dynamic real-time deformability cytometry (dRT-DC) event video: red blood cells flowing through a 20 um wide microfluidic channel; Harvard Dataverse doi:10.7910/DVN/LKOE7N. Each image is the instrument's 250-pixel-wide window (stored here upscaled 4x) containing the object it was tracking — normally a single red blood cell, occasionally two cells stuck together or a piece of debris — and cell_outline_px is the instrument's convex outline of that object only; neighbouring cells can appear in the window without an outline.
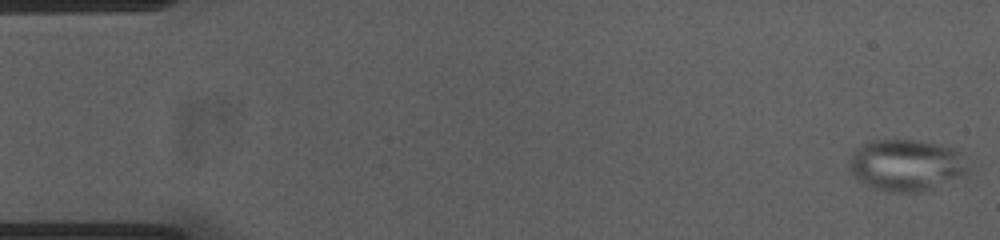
{"species": "common noctule bat (a hibernating species)", "species_latin": "Nyctalus noctula", "temperature_condition": "cold", "stored_images_in_passage": 54, "camera_frame_rate_fps": 3000, "um_per_image_px": 0.085, "animal": {"sex": "female", "body_mass_g": 23.0, "forearm_length_mm": 53.4}, "frame": {"image": 1, "passage_image": 1, "time_ms": 0.0, "image_size_px": [1000, 240], "cell_outline_px": [[968, 180], [924, 192], [888, 192], [868, 188], [848, 168], [848, 160], [852, 152], [860, 144], [868, 140], [916, 140], [952, 144], [960, 148], [964, 152], [968, 168]], "centroid_in_image_um": [77.19, 14.05], "position_along_channel_um": 7.8, "area_um2": 38.09}}
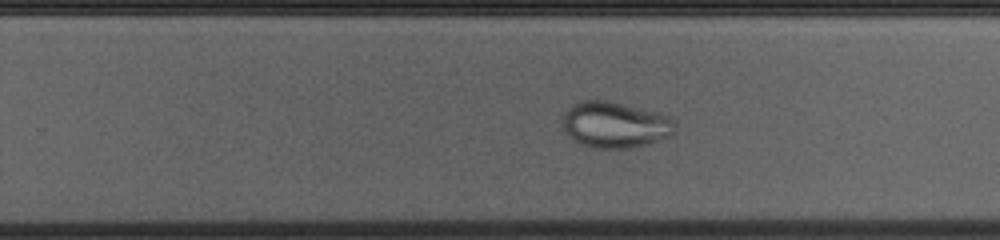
{"frame": {"image": 2, "passage_image": 34, "time_ms": 11.0, "image_size_px": [1000, 240], "cell_outline_px": [[676, 132], [668, 136], [644, 144], [628, 148], [596, 148], [572, 140], [564, 132], [564, 112], [572, 104], [580, 100], [604, 100], [660, 112], [676, 116]], "centroid_in_image_um": [52.32, 10.58], "position_along_channel_um": 277.5, "area_um2": 30.4}}
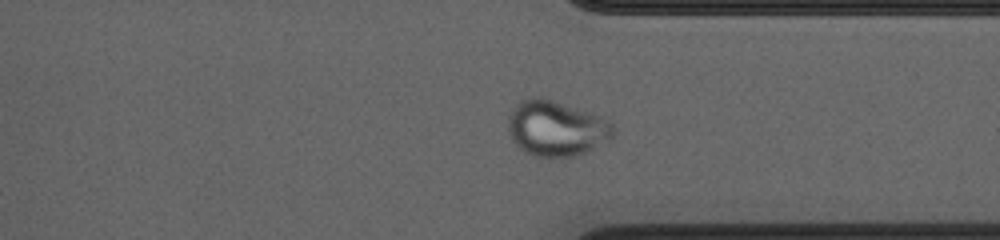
{"frame": {"image": 3, "passage_image": 41, "time_ms": 13.333, "image_size_px": [1000, 240], "cell_outline_px": [[616, 132], [608, 140], [576, 156], [532, 156], [524, 152], [512, 140], [508, 132], [508, 116], [512, 108], [520, 100], [536, 96], [540, 96], [600, 116], [612, 124], [616, 128]], "centroid_in_image_um": [47.24, 10.9], "position_along_channel_um": 364.2, "area_um2": 33.81}}